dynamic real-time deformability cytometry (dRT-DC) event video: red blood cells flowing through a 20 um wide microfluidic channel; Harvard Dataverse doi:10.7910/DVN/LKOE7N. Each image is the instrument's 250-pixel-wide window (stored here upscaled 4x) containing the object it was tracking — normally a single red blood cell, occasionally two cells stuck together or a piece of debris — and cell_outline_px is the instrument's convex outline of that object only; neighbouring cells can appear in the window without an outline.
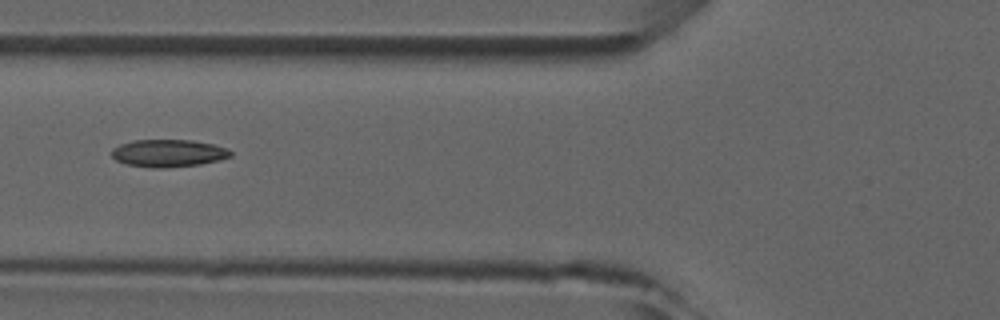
{"species": "common noctule bat (a hibernating species)", "species_latin": "Nyctalus noctula", "temperature_condition": "room temperature", "stored_images_in_passage": 3, "camera_frame_rate_fps": 3000, "um_per_image_px": 0.085, "animal": {"sex": "male", "forearm_length_mm": 52.5}, "frame": {"image": 1, "passage_image": 3, "time_ms": 2.333, "image_size_px": [1000, 320], "cell_outline_px": [[232, 156], [220, 160], [200, 164], [164, 168], [152, 168], [128, 164], [116, 160], [112, 156], [112, 148], [120, 144], [136, 140], [192, 140], [212, 144], [228, 148], [232, 152]], "centroid_in_image_um": [14.34, 13.02], "position_along_channel_um": 111.5, "area_um2": 19.02}}